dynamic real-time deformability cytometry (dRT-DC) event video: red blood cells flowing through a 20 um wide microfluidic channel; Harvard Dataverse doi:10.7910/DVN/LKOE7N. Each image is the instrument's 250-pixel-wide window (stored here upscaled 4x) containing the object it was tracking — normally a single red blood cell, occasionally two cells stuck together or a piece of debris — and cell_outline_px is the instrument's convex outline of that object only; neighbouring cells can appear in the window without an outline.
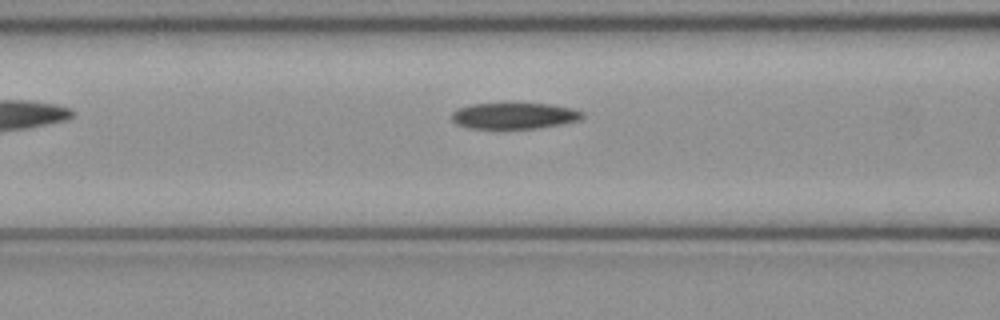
{"species": "common noctule bat (a hibernating species)", "species_latin": "Nyctalus noctula", "temperature_condition": "cold", "stored_images_in_passage": 35, "camera_frame_rate_fps": 3000, "um_per_image_px": 0.085, "animal": {"sex": "female", "body_mass_g": 21.9}, "frame": {"image": 1, "passage_image": 5, "time_ms": 1.333, "image_size_px": [1000, 320], "cell_outline_px": [[584, 116], [580, 120], [560, 124], [536, 128], [468, 128], [456, 124], [452, 120], [452, 112], [456, 108], [472, 104], [516, 100], [552, 104], [572, 108], [584, 112]], "centroid_in_image_um": [43.7, 9.78], "position_along_channel_um": 122.9, "area_um2": 20.98}}
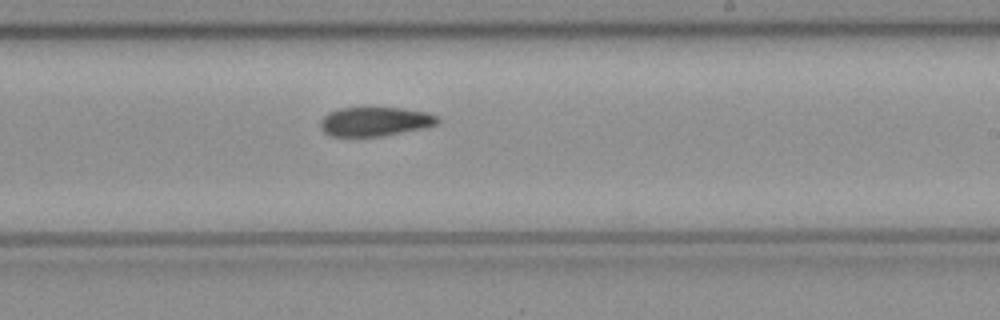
{"frame": {"image": 2, "passage_image": 15, "time_ms": 4.667, "image_size_px": [1000, 320], "cell_outline_px": [[440, 120], [436, 124], [420, 128], [380, 136], [332, 136], [324, 132], [320, 128], [320, 120], [328, 112], [340, 108], [400, 108], [428, 112], [440, 116]], "centroid_in_image_um": [31.85, 10.32], "position_along_channel_um": 257.1, "area_um2": 19.71}}
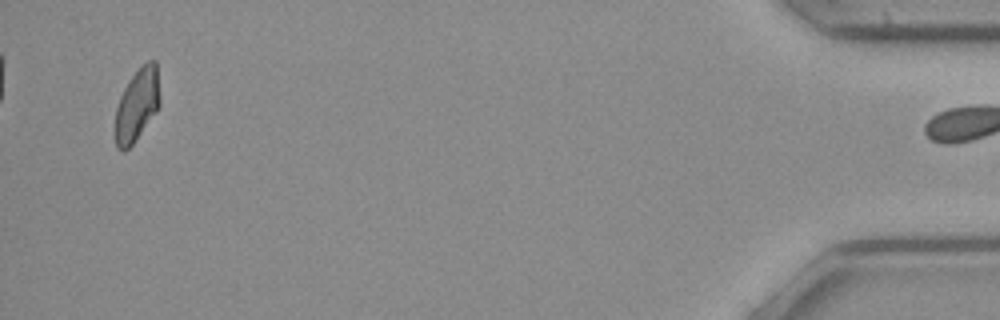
{"frame": {"image": 3, "passage_image": 34, "time_ms": 11.0, "image_size_px": [1000, 320], "cell_outline_px": [[160, 104], [156, 112], [132, 144], [124, 152], [116, 148], [116, 108], [120, 96], [128, 80], [140, 64], [148, 60], [156, 60], [160, 100]], "centroid_in_image_um": [11.66, 8.86], "position_along_channel_um": 423.5, "area_um2": 18.9}, "authors_computed_cell_mechanics": {"area_um2": 20.5768, "velocity_mm_per_s": 4.0226, "shape_relaxation_time_tau1_ms": null, "shape_relaxation_time_tau2_ms": 6.843, "deformation_change_tau1": null, "deformation_change_tau2": 0.1197}}